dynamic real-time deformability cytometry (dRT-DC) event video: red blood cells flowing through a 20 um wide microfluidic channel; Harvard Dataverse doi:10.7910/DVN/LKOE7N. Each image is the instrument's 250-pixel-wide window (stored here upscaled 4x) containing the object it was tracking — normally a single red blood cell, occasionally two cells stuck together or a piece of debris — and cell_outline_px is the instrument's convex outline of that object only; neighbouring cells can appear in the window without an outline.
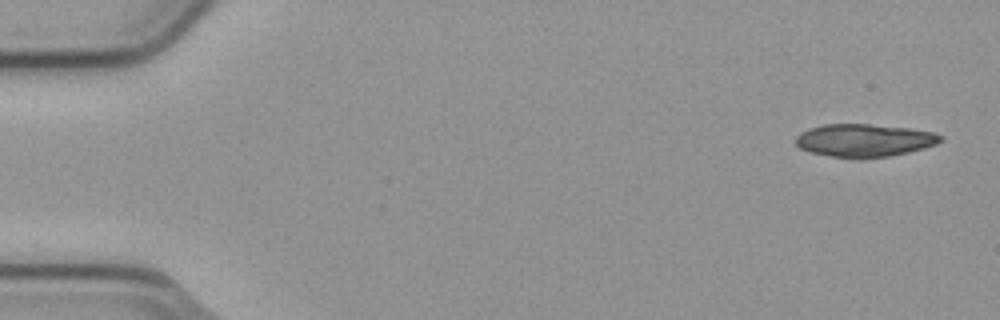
{"species": "common noctule bat (a hibernating species)", "species_latin": "Nyctalus noctula", "temperature_condition": "cold", "stored_images_in_passage": 6, "camera_frame_rate_fps": 3000, "um_per_image_px": 0.085, "animal": {"sex": "male", "body_mass_g": 23.1, "forearm_length_mm": 52.7}, "frame": {"image": 1, "passage_image": 1, "time_ms": 0.0, "image_size_px": [1000, 320], "cell_outline_px": [[944, 140], [936, 144], [924, 148], [908, 152], [888, 156], [832, 156], [812, 152], [800, 148], [796, 144], [796, 136], [800, 132], [808, 128], [824, 124], [868, 124], [912, 128], [936, 132], [944, 136]], "centroid_in_image_um": [73.51, 11.89], "position_along_channel_um": 11.5, "area_um2": 27.34}}